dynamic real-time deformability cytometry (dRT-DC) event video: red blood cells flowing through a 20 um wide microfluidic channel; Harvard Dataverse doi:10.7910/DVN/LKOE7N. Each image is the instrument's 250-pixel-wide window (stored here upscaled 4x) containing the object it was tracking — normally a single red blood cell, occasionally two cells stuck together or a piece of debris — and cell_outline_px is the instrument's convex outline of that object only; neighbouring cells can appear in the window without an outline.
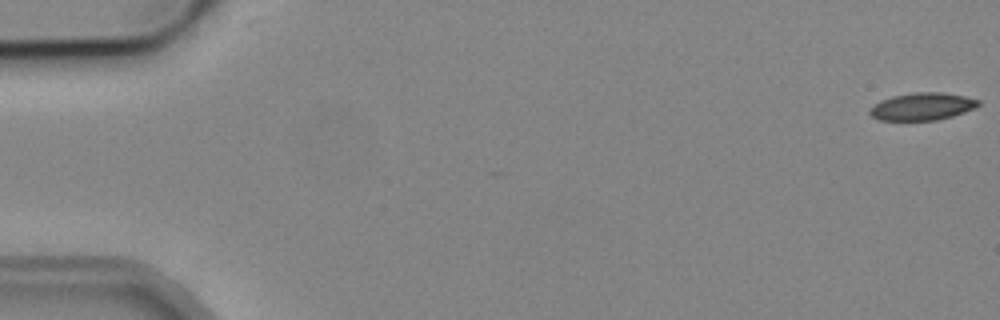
{"species": "common noctule bat (a hibernating species)", "species_latin": "Nyctalus noctula", "temperature_condition": "cold", "stored_images_in_passage": 7, "camera_frame_rate_fps": 3000, "um_per_image_px": 0.085, "animal": {"sex": "male", "body_mass_g": 19.2, "forearm_length_mm": 51.8}, "frame": {"image": 1, "passage_image": 1, "time_ms": 0.0, "image_size_px": [1000, 320], "cell_outline_px": [[980, 104], [964, 112], [952, 116], [936, 120], [880, 120], [872, 116], [868, 112], [880, 100], [892, 96], [916, 92], [944, 92], [964, 96], [980, 100]], "centroid_in_image_um": [78.39, 9.04], "position_along_channel_um": 6.6, "area_um2": 17.17}}
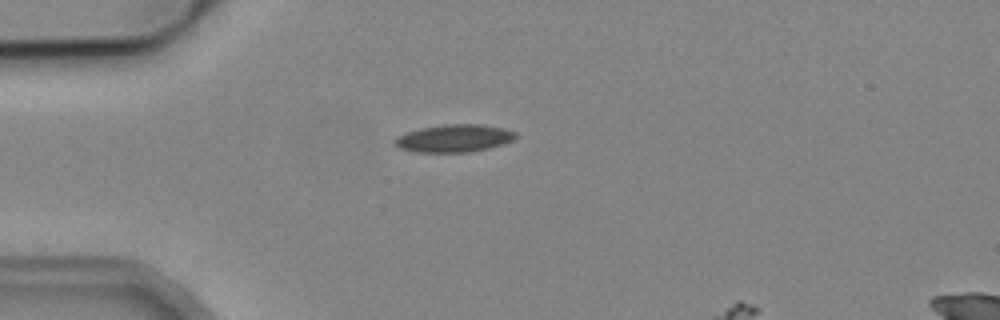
{"frame": {"image": 2, "passage_image": 4, "time_ms": 4.667, "image_size_px": [1000, 320], "cell_outline_px": [[516, 136], [512, 140], [504, 144], [488, 148], [468, 152], [416, 152], [400, 148], [392, 144], [392, 140], [396, 136], [420, 128], [444, 124], [480, 124], [504, 128], [516, 132]], "centroid_in_image_um": [38.56, 11.75], "position_along_channel_um": 46.4, "area_um2": 19.54}}